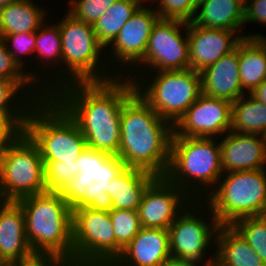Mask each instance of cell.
<instances>
[{"label": "cell", "mask_w": 266, "mask_h": 266, "mask_svg": "<svg viewBox=\"0 0 266 266\" xmlns=\"http://www.w3.org/2000/svg\"><path fill=\"white\" fill-rule=\"evenodd\" d=\"M135 92L131 79L117 77L105 82H72L51 97L77 123L88 147L118 155L120 114Z\"/></svg>", "instance_id": "obj_1"}, {"label": "cell", "mask_w": 266, "mask_h": 266, "mask_svg": "<svg viewBox=\"0 0 266 266\" xmlns=\"http://www.w3.org/2000/svg\"><path fill=\"white\" fill-rule=\"evenodd\" d=\"M118 157L126 167L165 176L170 161L173 126L162 119L136 92L120 114Z\"/></svg>", "instance_id": "obj_2"}, {"label": "cell", "mask_w": 266, "mask_h": 266, "mask_svg": "<svg viewBox=\"0 0 266 266\" xmlns=\"http://www.w3.org/2000/svg\"><path fill=\"white\" fill-rule=\"evenodd\" d=\"M16 202L24 212L26 238L33 253L60 256L73 263L72 208L60 192L45 191Z\"/></svg>", "instance_id": "obj_3"}, {"label": "cell", "mask_w": 266, "mask_h": 266, "mask_svg": "<svg viewBox=\"0 0 266 266\" xmlns=\"http://www.w3.org/2000/svg\"><path fill=\"white\" fill-rule=\"evenodd\" d=\"M219 138L171 136L165 177L192 200H204L223 174ZM210 189V190H209Z\"/></svg>", "instance_id": "obj_4"}, {"label": "cell", "mask_w": 266, "mask_h": 266, "mask_svg": "<svg viewBox=\"0 0 266 266\" xmlns=\"http://www.w3.org/2000/svg\"><path fill=\"white\" fill-rule=\"evenodd\" d=\"M23 131L37 145L43 161L74 163L88 147L77 123L51 96L30 108Z\"/></svg>", "instance_id": "obj_5"}, {"label": "cell", "mask_w": 266, "mask_h": 266, "mask_svg": "<svg viewBox=\"0 0 266 266\" xmlns=\"http://www.w3.org/2000/svg\"><path fill=\"white\" fill-rule=\"evenodd\" d=\"M65 12L56 22L62 41V86L72 82H105L117 78L107 64L105 47L99 42L93 25Z\"/></svg>", "instance_id": "obj_6"}, {"label": "cell", "mask_w": 266, "mask_h": 266, "mask_svg": "<svg viewBox=\"0 0 266 266\" xmlns=\"http://www.w3.org/2000/svg\"><path fill=\"white\" fill-rule=\"evenodd\" d=\"M203 201L221 225L266 215V168L223 172L217 186Z\"/></svg>", "instance_id": "obj_7"}, {"label": "cell", "mask_w": 266, "mask_h": 266, "mask_svg": "<svg viewBox=\"0 0 266 266\" xmlns=\"http://www.w3.org/2000/svg\"><path fill=\"white\" fill-rule=\"evenodd\" d=\"M153 73L143 72L134 81L135 91L162 119L174 126L202 94L201 74L192 69Z\"/></svg>", "instance_id": "obj_8"}, {"label": "cell", "mask_w": 266, "mask_h": 266, "mask_svg": "<svg viewBox=\"0 0 266 266\" xmlns=\"http://www.w3.org/2000/svg\"><path fill=\"white\" fill-rule=\"evenodd\" d=\"M220 225L203 200H192L168 228L171 257L214 266Z\"/></svg>", "instance_id": "obj_9"}, {"label": "cell", "mask_w": 266, "mask_h": 266, "mask_svg": "<svg viewBox=\"0 0 266 266\" xmlns=\"http://www.w3.org/2000/svg\"><path fill=\"white\" fill-rule=\"evenodd\" d=\"M45 170L40 151L22 131L0 156V201L45 192Z\"/></svg>", "instance_id": "obj_10"}, {"label": "cell", "mask_w": 266, "mask_h": 266, "mask_svg": "<svg viewBox=\"0 0 266 266\" xmlns=\"http://www.w3.org/2000/svg\"><path fill=\"white\" fill-rule=\"evenodd\" d=\"M73 264L111 266L115 262V235L108 211L72 209Z\"/></svg>", "instance_id": "obj_11"}, {"label": "cell", "mask_w": 266, "mask_h": 266, "mask_svg": "<svg viewBox=\"0 0 266 266\" xmlns=\"http://www.w3.org/2000/svg\"><path fill=\"white\" fill-rule=\"evenodd\" d=\"M187 31L186 21L159 19L150 33L143 59L125 78L134 82L143 72L189 69Z\"/></svg>", "instance_id": "obj_12"}, {"label": "cell", "mask_w": 266, "mask_h": 266, "mask_svg": "<svg viewBox=\"0 0 266 266\" xmlns=\"http://www.w3.org/2000/svg\"><path fill=\"white\" fill-rule=\"evenodd\" d=\"M149 4L144 2L105 48V51L109 49L106 53L107 60L111 58L107 61L108 66L117 77H125L145 55L150 33L160 19L154 6Z\"/></svg>", "instance_id": "obj_13"}, {"label": "cell", "mask_w": 266, "mask_h": 266, "mask_svg": "<svg viewBox=\"0 0 266 266\" xmlns=\"http://www.w3.org/2000/svg\"><path fill=\"white\" fill-rule=\"evenodd\" d=\"M192 199L165 176H157L146 188L138 206L143 228L168 229Z\"/></svg>", "instance_id": "obj_14"}, {"label": "cell", "mask_w": 266, "mask_h": 266, "mask_svg": "<svg viewBox=\"0 0 266 266\" xmlns=\"http://www.w3.org/2000/svg\"><path fill=\"white\" fill-rule=\"evenodd\" d=\"M232 103L201 94L173 126L185 137L220 138L231 130Z\"/></svg>", "instance_id": "obj_15"}, {"label": "cell", "mask_w": 266, "mask_h": 266, "mask_svg": "<svg viewBox=\"0 0 266 266\" xmlns=\"http://www.w3.org/2000/svg\"><path fill=\"white\" fill-rule=\"evenodd\" d=\"M77 176L60 192L61 196L73 209L85 196L86 187L97 185L109 186L110 182L126 168L117 156L87 147L75 161Z\"/></svg>", "instance_id": "obj_16"}, {"label": "cell", "mask_w": 266, "mask_h": 266, "mask_svg": "<svg viewBox=\"0 0 266 266\" xmlns=\"http://www.w3.org/2000/svg\"><path fill=\"white\" fill-rule=\"evenodd\" d=\"M34 58L37 61L39 60V63L37 62L34 65L33 83L41 89L45 96H51L62 87V41L57 23L48 20L36 31ZM45 73H48V75Z\"/></svg>", "instance_id": "obj_17"}, {"label": "cell", "mask_w": 266, "mask_h": 266, "mask_svg": "<svg viewBox=\"0 0 266 266\" xmlns=\"http://www.w3.org/2000/svg\"><path fill=\"white\" fill-rule=\"evenodd\" d=\"M189 69L196 72L236 49L242 37L236 31L205 28L188 22Z\"/></svg>", "instance_id": "obj_18"}, {"label": "cell", "mask_w": 266, "mask_h": 266, "mask_svg": "<svg viewBox=\"0 0 266 266\" xmlns=\"http://www.w3.org/2000/svg\"><path fill=\"white\" fill-rule=\"evenodd\" d=\"M222 139V140H221ZM219 138L223 172L266 168V140L258 134L229 131Z\"/></svg>", "instance_id": "obj_19"}, {"label": "cell", "mask_w": 266, "mask_h": 266, "mask_svg": "<svg viewBox=\"0 0 266 266\" xmlns=\"http://www.w3.org/2000/svg\"><path fill=\"white\" fill-rule=\"evenodd\" d=\"M34 255L26 238L21 206L15 201H0V258L6 265H12Z\"/></svg>", "instance_id": "obj_20"}, {"label": "cell", "mask_w": 266, "mask_h": 266, "mask_svg": "<svg viewBox=\"0 0 266 266\" xmlns=\"http://www.w3.org/2000/svg\"><path fill=\"white\" fill-rule=\"evenodd\" d=\"M170 257L168 229L142 227L111 266H159Z\"/></svg>", "instance_id": "obj_21"}, {"label": "cell", "mask_w": 266, "mask_h": 266, "mask_svg": "<svg viewBox=\"0 0 266 266\" xmlns=\"http://www.w3.org/2000/svg\"><path fill=\"white\" fill-rule=\"evenodd\" d=\"M201 74L202 94L231 103L246 93L240 82L238 44L231 53L206 67Z\"/></svg>", "instance_id": "obj_22"}, {"label": "cell", "mask_w": 266, "mask_h": 266, "mask_svg": "<svg viewBox=\"0 0 266 266\" xmlns=\"http://www.w3.org/2000/svg\"><path fill=\"white\" fill-rule=\"evenodd\" d=\"M238 56L240 82L249 94L266 79L265 35L246 33L238 42Z\"/></svg>", "instance_id": "obj_23"}, {"label": "cell", "mask_w": 266, "mask_h": 266, "mask_svg": "<svg viewBox=\"0 0 266 266\" xmlns=\"http://www.w3.org/2000/svg\"><path fill=\"white\" fill-rule=\"evenodd\" d=\"M243 21L244 4L239 0H206L197 6L192 20L194 24L205 28L238 31L242 38L245 37Z\"/></svg>", "instance_id": "obj_24"}, {"label": "cell", "mask_w": 266, "mask_h": 266, "mask_svg": "<svg viewBox=\"0 0 266 266\" xmlns=\"http://www.w3.org/2000/svg\"><path fill=\"white\" fill-rule=\"evenodd\" d=\"M214 266H266L232 225H220Z\"/></svg>", "instance_id": "obj_25"}, {"label": "cell", "mask_w": 266, "mask_h": 266, "mask_svg": "<svg viewBox=\"0 0 266 266\" xmlns=\"http://www.w3.org/2000/svg\"><path fill=\"white\" fill-rule=\"evenodd\" d=\"M156 177L148 171L126 167L108 186L112 208L137 210L144 191Z\"/></svg>", "instance_id": "obj_26"}, {"label": "cell", "mask_w": 266, "mask_h": 266, "mask_svg": "<svg viewBox=\"0 0 266 266\" xmlns=\"http://www.w3.org/2000/svg\"><path fill=\"white\" fill-rule=\"evenodd\" d=\"M34 1L17 0L0 9L1 39L9 34L36 32L48 20V9L42 8L43 6Z\"/></svg>", "instance_id": "obj_27"}, {"label": "cell", "mask_w": 266, "mask_h": 266, "mask_svg": "<svg viewBox=\"0 0 266 266\" xmlns=\"http://www.w3.org/2000/svg\"><path fill=\"white\" fill-rule=\"evenodd\" d=\"M231 131L242 134L266 133V105L250 94L232 103Z\"/></svg>", "instance_id": "obj_28"}, {"label": "cell", "mask_w": 266, "mask_h": 266, "mask_svg": "<svg viewBox=\"0 0 266 266\" xmlns=\"http://www.w3.org/2000/svg\"><path fill=\"white\" fill-rule=\"evenodd\" d=\"M147 0H116L94 23L99 42L106 48L120 32L123 25Z\"/></svg>", "instance_id": "obj_29"}, {"label": "cell", "mask_w": 266, "mask_h": 266, "mask_svg": "<svg viewBox=\"0 0 266 266\" xmlns=\"http://www.w3.org/2000/svg\"><path fill=\"white\" fill-rule=\"evenodd\" d=\"M0 79L14 81L35 103L46 96L14 61L6 44L0 38Z\"/></svg>", "instance_id": "obj_30"}, {"label": "cell", "mask_w": 266, "mask_h": 266, "mask_svg": "<svg viewBox=\"0 0 266 266\" xmlns=\"http://www.w3.org/2000/svg\"><path fill=\"white\" fill-rule=\"evenodd\" d=\"M115 235V260L142 228L137 210L115 209L109 211Z\"/></svg>", "instance_id": "obj_31"}, {"label": "cell", "mask_w": 266, "mask_h": 266, "mask_svg": "<svg viewBox=\"0 0 266 266\" xmlns=\"http://www.w3.org/2000/svg\"><path fill=\"white\" fill-rule=\"evenodd\" d=\"M11 80L0 79V116H28L35 102Z\"/></svg>", "instance_id": "obj_32"}, {"label": "cell", "mask_w": 266, "mask_h": 266, "mask_svg": "<svg viewBox=\"0 0 266 266\" xmlns=\"http://www.w3.org/2000/svg\"><path fill=\"white\" fill-rule=\"evenodd\" d=\"M232 226L266 264V215L244 217L236 220Z\"/></svg>", "instance_id": "obj_33"}, {"label": "cell", "mask_w": 266, "mask_h": 266, "mask_svg": "<svg viewBox=\"0 0 266 266\" xmlns=\"http://www.w3.org/2000/svg\"><path fill=\"white\" fill-rule=\"evenodd\" d=\"M2 40L6 44L8 51L12 54L14 61L33 81V71L30 68L32 66H29L28 62L26 61L29 59L27 56L31 58L34 56L36 32L9 34L5 35ZM25 57L26 61L24 60Z\"/></svg>", "instance_id": "obj_34"}, {"label": "cell", "mask_w": 266, "mask_h": 266, "mask_svg": "<svg viewBox=\"0 0 266 266\" xmlns=\"http://www.w3.org/2000/svg\"><path fill=\"white\" fill-rule=\"evenodd\" d=\"M45 170L46 190L61 192L79 171L74 163H62L60 161H43Z\"/></svg>", "instance_id": "obj_35"}, {"label": "cell", "mask_w": 266, "mask_h": 266, "mask_svg": "<svg viewBox=\"0 0 266 266\" xmlns=\"http://www.w3.org/2000/svg\"><path fill=\"white\" fill-rule=\"evenodd\" d=\"M116 0H68L67 12L75 19L94 25Z\"/></svg>", "instance_id": "obj_36"}, {"label": "cell", "mask_w": 266, "mask_h": 266, "mask_svg": "<svg viewBox=\"0 0 266 266\" xmlns=\"http://www.w3.org/2000/svg\"><path fill=\"white\" fill-rule=\"evenodd\" d=\"M153 3L160 19H178L186 22L193 20L197 6L194 0H147ZM158 4V5H157Z\"/></svg>", "instance_id": "obj_37"}, {"label": "cell", "mask_w": 266, "mask_h": 266, "mask_svg": "<svg viewBox=\"0 0 266 266\" xmlns=\"http://www.w3.org/2000/svg\"><path fill=\"white\" fill-rule=\"evenodd\" d=\"M86 196L75 207H88L90 209L110 211L112 200L108 193V186L97 185V182L86 187Z\"/></svg>", "instance_id": "obj_38"}, {"label": "cell", "mask_w": 266, "mask_h": 266, "mask_svg": "<svg viewBox=\"0 0 266 266\" xmlns=\"http://www.w3.org/2000/svg\"><path fill=\"white\" fill-rule=\"evenodd\" d=\"M27 116H0V156L24 130Z\"/></svg>", "instance_id": "obj_39"}, {"label": "cell", "mask_w": 266, "mask_h": 266, "mask_svg": "<svg viewBox=\"0 0 266 266\" xmlns=\"http://www.w3.org/2000/svg\"><path fill=\"white\" fill-rule=\"evenodd\" d=\"M253 22L266 25V0H247L244 4L243 28Z\"/></svg>", "instance_id": "obj_40"}, {"label": "cell", "mask_w": 266, "mask_h": 266, "mask_svg": "<svg viewBox=\"0 0 266 266\" xmlns=\"http://www.w3.org/2000/svg\"><path fill=\"white\" fill-rule=\"evenodd\" d=\"M11 266H75L72 261L54 255H34L23 262L12 264Z\"/></svg>", "instance_id": "obj_41"}, {"label": "cell", "mask_w": 266, "mask_h": 266, "mask_svg": "<svg viewBox=\"0 0 266 266\" xmlns=\"http://www.w3.org/2000/svg\"><path fill=\"white\" fill-rule=\"evenodd\" d=\"M159 266H201L197 262L170 257Z\"/></svg>", "instance_id": "obj_42"}, {"label": "cell", "mask_w": 266, "mask_h": 266, "mask_svg": "<svg viewBox=\"0 0 266 266\" xmlns=\"http://www.w3.org/2000/svg\"><path fill=\"white\" fill-rule=\"evenodd\" d=\"M249 94L266 105V79Z\"/></svg>", "instance_id": "obj_43"}, {"label": "cell", "mask_w": 266, "mask_h": 266, "mask_svg": "<svg viewBox=\"0 0 266 266\" xmlns=\"http://www.w3.org/2000/svg\"><path fill=\"white\" fill-rule=\"evenodd\" d=\"M15 1H17V0H0V9L2 7H5V6L15 2Z\"/></svg>", "instance_id": "obj_44"}, {"label": "cell", "mask_w": 266, "mask_h": 266, "mask_svg": "<svg viewBox=\"0 0 266 266\" xmlns=\"http://www.w3.org/2000/svg\"><path fill=\"white\" fill-rule=\"evenodd\" d=\"M206 0H194L196 6L200 5L201 3L205 2Z\"/></svg>", "instance_id": "obj_45"}, {"label": "cell", "mask_w": 266, "mask_h": 266, "mask_svg": "<svg viewBox=\"0 0 266 266\" xmlns=\"http://www.w3.org/2000/svg\"><path fill=\"white\" fill-rule=\"evenodd\" d=\"M0 266H6V264L2 261L1 258H0Z\"/></svg>", "instance_id": "obj_46"}, {"label": "cell", "mask_w": 266, "mask_h": 266, "mask_svg": "<svg viewBox=\"0 0 266 266\" xmlns=\"http://www.w3.org/2000/svg\"><path fill=\"white\" fill-rule=\"evenodd\" d=\"M239 1L242 2L243 4L247 2V0H239Z\"/></svg>", "instance_id": "obj_47"}, {"label": "cell", "mask_w": 266, "mask_h": 266, "mask_svg": "<svg viewBox=\"0 0 266 266\" xmlns=\"http://www.w3.org/2000/svg\"><path fill=\"white\" fill-rule=\"evenodd\" d=\"M265 54H266V36H265Z\"/></svg>", "instance_id": "obj_48"}]
</instances>
